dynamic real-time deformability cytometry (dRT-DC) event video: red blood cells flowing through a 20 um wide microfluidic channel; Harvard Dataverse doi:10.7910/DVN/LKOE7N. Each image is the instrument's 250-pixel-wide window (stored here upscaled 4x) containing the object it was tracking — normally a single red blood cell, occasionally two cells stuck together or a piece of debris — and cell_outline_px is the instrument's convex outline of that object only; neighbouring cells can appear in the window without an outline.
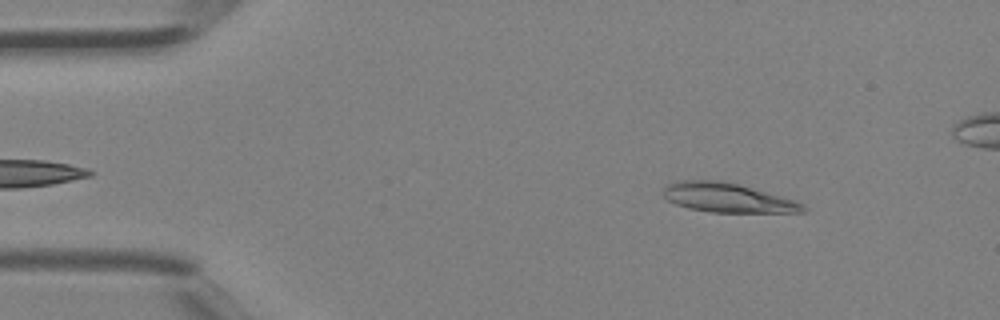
{"species": "Egyptian fruit bat (a non-hibernating species)", "species_latin": "Rousettus aegyptiacus", "temperature_condition": "room temperature", "stored_images_in_passage": 38, "camera_frame_rate_fps": 3000, "um_per_image_px": 0.085, "animal": {"sex": "female"}, "frame": {"image": 1, "passage_image": 4, "time_ms": 1.0, "image_size_px": [1000, 320], "cell_outline_px": [[808, 208], [804, 212], [712, 212], [688, 208], [676, 204], [668, 200], [664, 196], [664, 188], [668, 184], [680, 180], [716, 180], [736, 184], [752, 188], [796, 200], [804, 204]], "centroid_in_image_um": [61.86, 16.81], "position_along_channel_um": 23.1, "area_um2": 23.58}}
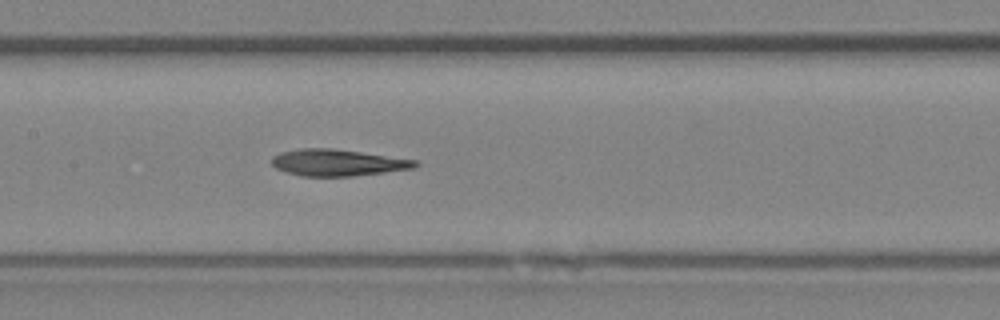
{"frame": {"image": 2, "passage_image": 18, "time_ms": 5.667, "image_size_px": [1000, 320], "cell_outline_px": [[420, 164], [412, 168], [384, 172], [352, 176], [300, 176], [276, 168], [272, 164], [272, 156], [280, 152], [300, 148], [332, 148], [416, 160]], "centroid_in_image_um": [28.66, 13.82], "position_along_channel_um": 178.7, "area_um2": 22.02}}
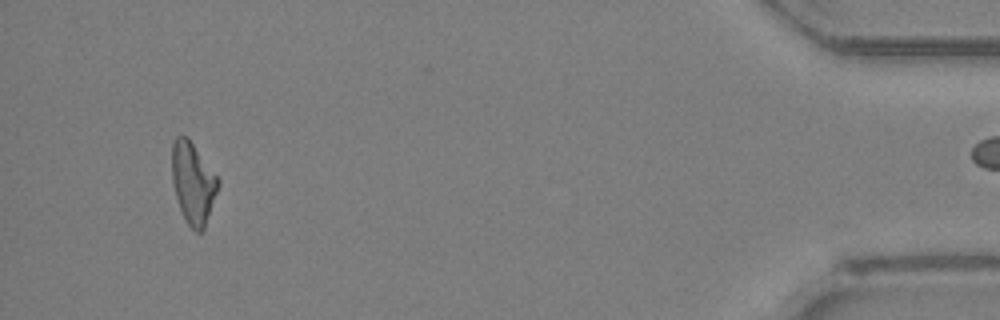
{"frame": {"image": 3, "passage_image": 37, "time_ms": 12.0, "image_size_px": [1000, 320], "cell_outline_px": [[220, 184], [204, 228], [200, 232], [196, 232], [188, 224], [180, 208], [176, 196], [172, 180], [172, 144], [176, 136], [188, 136], [220, 180]], "centroid_in_image_um": [16.41, 15.52], "position_along_channel_um": 418.8, "area_um2": 21.73}}